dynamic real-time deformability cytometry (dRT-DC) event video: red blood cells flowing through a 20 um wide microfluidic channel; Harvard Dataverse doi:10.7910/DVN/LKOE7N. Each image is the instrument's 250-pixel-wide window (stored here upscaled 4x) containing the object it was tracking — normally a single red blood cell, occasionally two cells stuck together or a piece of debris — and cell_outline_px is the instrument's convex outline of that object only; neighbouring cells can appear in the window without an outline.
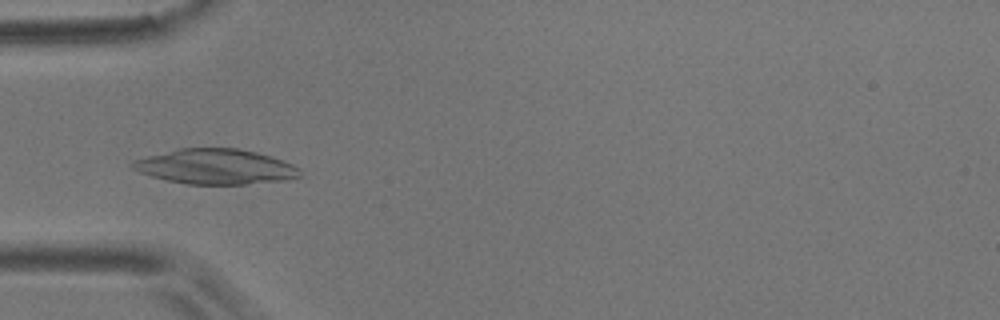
{"species": "common noctule bat (a hibernating species)", "species_latin": "Nyctalus noctula", "temperature_condition": "room temperature", "stored_images_in_passage": 8, "camera_frame_rate_fps": 3000, "um_per_image_px": 0.085, "animal": {"sex": "male", "body_mass_g": 17.9}, "frame": {"image": 1, "passage_image": 5, "time_ms": 4.667, "image_size_px": [1000, 320], "cell_outline_px": [[304, 176], [288, 180], [244, 184], [184, 184], [164, 180], [140, 172], [132, 168], [128, 164], [132, 160], [180, 148], [236, 148], [256, 152], [284, 160], [300, 168], [304, 172]], "centroid_in_image_um": [18.36, 14.17], "position_along_channel_um": 66.6, "area_um2": 34.56}}
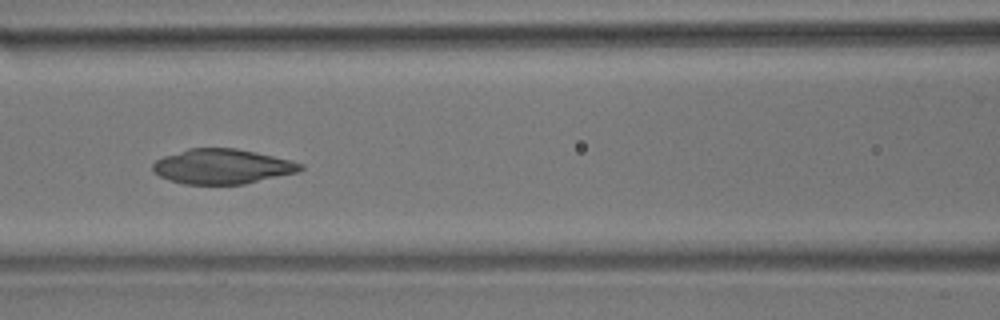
{"frame": {"image": 2, "passage_image": 7, "time_ms": 7.0, "image_size_px": [1000, 320], "cell_outline_px": [[304, 168], [300, 172], [244, 184], [184, 184], [168, 180], [152, 172], [152, 164], [156, 160], [164, 156], [188, 148], [236, 148], [256, 152], [292, 160], [304, 164]], "centroid_in_image_um": [18.91, 14.15], "position_along_channel_um": 147.7, "area_um2": 30.29}}
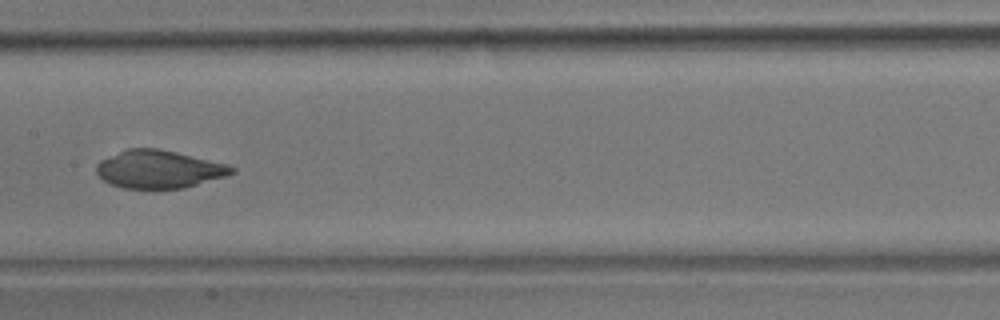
{"frame": {"image": 3, "passage_image": 8, "time_ms": 8.333, "image_size_px": [1000, 320], "cell_outline_px": [[236, 172], [228, 176], [184, 188], [124, 188], [112, 184], [104, 180], [96, 172], [96, 164], [100, 160], [128, 148], [160, 148], [228, 164], [236, 168]], "centroid_in_image_um": [13.55, 14.38], "position_along_channel_um": 193.8, "area_um2": 29.94}}